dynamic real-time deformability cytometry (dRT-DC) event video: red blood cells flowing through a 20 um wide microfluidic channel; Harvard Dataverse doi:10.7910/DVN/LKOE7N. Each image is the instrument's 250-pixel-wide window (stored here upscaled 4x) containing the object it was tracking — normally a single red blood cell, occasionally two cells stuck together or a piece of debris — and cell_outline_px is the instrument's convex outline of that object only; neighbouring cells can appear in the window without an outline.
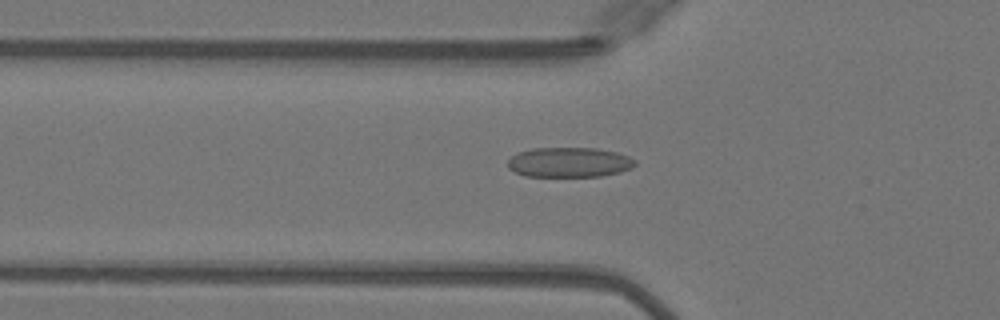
{"species": "Egyptian fruit bat (a non-hibernating species)", "species_latin": "Rousettus aegyptiacus", "temperature_condition": "warm", "stored_images_in_passage": 25, "camera_frame_rate_fps": 3000, "um_per_image_px": 0.085, "animal": {"sex": "female"}, "frame": {"image": 1, "passage_image": 8, "time_ms": 2.333, "image_size_px": [1000, 320], "cell_outline_px": [[636, 164], [632, 168], [620, 172], [600, 176], [524, 176], [508, 168], [508, 160], [512, 156], [520, 152], [532, 148], [596, 148], [616, 152], [628, 156], [636, 160]], "centroid_in_image_um": [48.4, 13.79], "position_along_channel_um": 77.4, "area_um2": 22.14}}
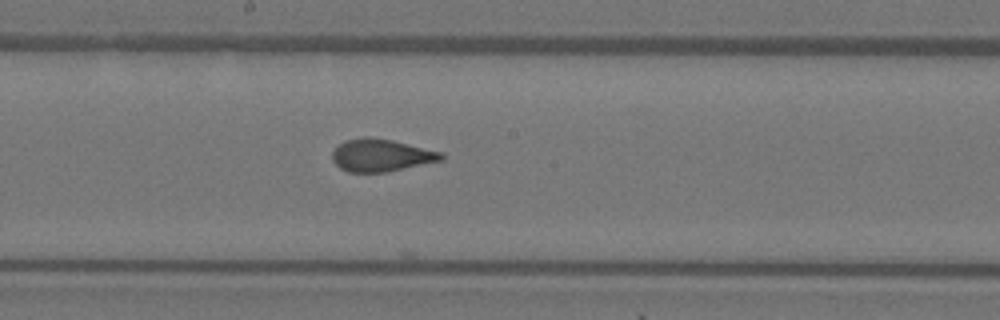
{"frame": {"image": 2, "passage_image": 18, "time_ms": 5.667, "image_size_px": [1000, 320], "cell_outline_px": [[444, 160], [388, 172], [348, 172], [340, 168], [332, 160], [332, 152], [344, 140], [364, 136], [368, 136], [392, 140], [444, 152]], "centroid_in_image_um": [32.42, 13.19], "position_along_channel_um": 215.8, "area_um2": 20.87}}
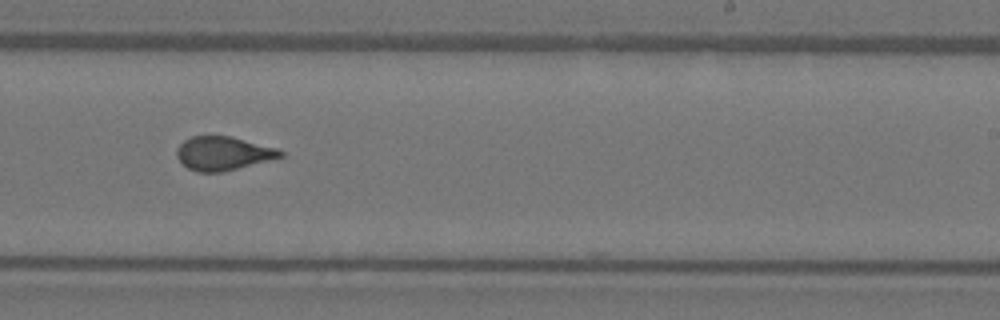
{"frame": {"image": 3, "passage_image": 22, "time_ms": 7.0, "image_size_px": [1000, 320], "cell_outline_px": [[284, 156], [220, 172], [196, 172], [188, 168], [176, 156], [176, 148], [184, 140], [192, 136], [232, 136], [276, 148], [284, 152]], "centroid_in_image_um": [18.93, 13.02], "position_along_channel_um": 270.1, "area_um2": 20.11}}